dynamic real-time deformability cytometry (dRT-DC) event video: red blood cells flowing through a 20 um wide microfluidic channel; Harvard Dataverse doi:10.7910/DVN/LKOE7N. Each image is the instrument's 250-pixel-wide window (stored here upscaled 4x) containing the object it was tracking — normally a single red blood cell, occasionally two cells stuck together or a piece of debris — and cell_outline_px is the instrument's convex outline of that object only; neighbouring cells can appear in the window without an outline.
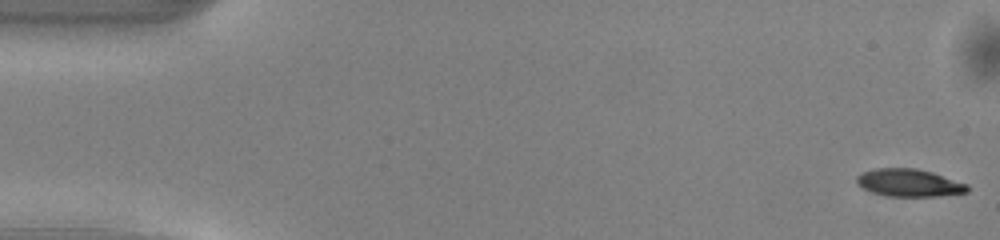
{"species": "common noctule bat (a hibernating species)", "species_latin": "Nyctalus noctula", "temperature_condition": "warm", "stored_images_in_passage": 50, "camera_frame_rate_fps": 3000, "um_per_image_px": 0.085, "animal": {"sex": "male", "body_mass_g": 13.0, "forearm_length_mm": 53.1}, "frame": {"image": 1, "passage_image": 1, "time_ms": 0.0, "image_size_px": [1000, 240], "cell_outline_px": [[968, 192], [940, 196], [888, 196], [872, 192], [856, 184], [856, 176], [872, 168], [916, 168], [932, 172], [968, 184]], "centroid_in_image_um": [77.26, 15.53], "position_along_channel_um": 7.7, "area_um2": 17.8}}
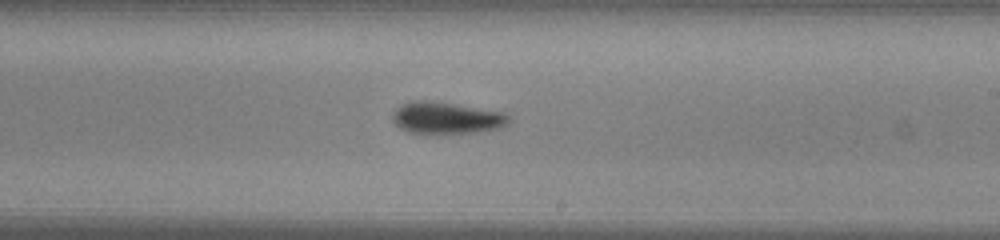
{"frame": {"image": 2, "passage_image": 29, "time_ms": 9.333, "image_size_px": [1000, 240], "cell_outline_px": [[508, 120], [500, 128], [476, 132], [408, 132], [400, 128], [392, 120], [392, 112], [396, 108], [412, 100], [432, 100], [504, 112], [508, 116]], "centroid_in_image_um": [37.9, 9.99], "position_along_channel_um": 251.1, "area_um2": 21.15}}
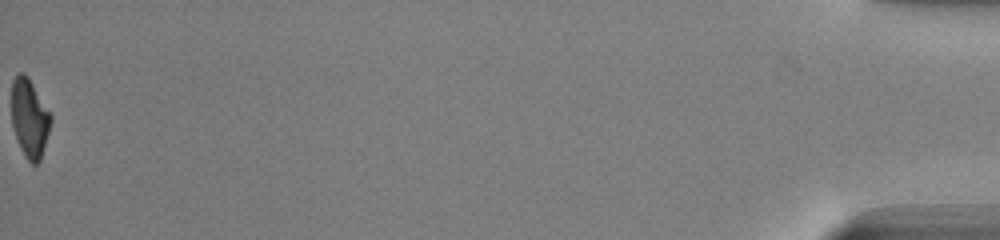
{"frame": {"image": 3, "passage_image": 50, "time_ms": 16.333, "image_size_px": [1000, 240], "cell_outline_px": [[52, 120], [40, 160], [36, 164], [32, 164], [24, 156], [20, 148], [12, 124], [12, 80], [20, 72], [24, 72], [28, 76], [52, 116]], "centroid_in_image_um": [2.51, 10.03], "position_along_channel_um": 432.7, "area_um2": 17.8}, "authors_computed_cell_mechanics": {"area_um2": 19.8543, "velocity_mm_per_s": 4.1339, "shape_relaxation_time_tau1_ms": 2.6028, "shape_relaxation_time_tau2_ms": 5.5818, "deformation_change_tau1": 0.1453, "deformation_change_tau2": 0.151}}